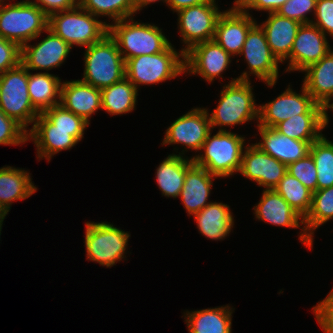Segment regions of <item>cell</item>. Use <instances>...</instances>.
<instances>
[{
	"label": "cell",
	"instance_id": "7c38bea8",
	"mask_svg": "<svg viewBox=\"0 0 333 333\" xmlns=\"http://www.w3.org/2000/svg\"><path fill=\"white\" fill-rule=\"evenodd\" d=\"M178 15V31L183 44L181 51L186 52L195 44L211 41L214 38L216 23L223 13L216 0L183 8Z\"/></svg>",
	"mask_w": 333,
	"mask_h": 333
},
{
	"label": "cell",
	"instance_id": "5bb4252c",
	"mask_svg": "<svg viewBox=\"0 0 333 333\" xmlns=\"http://www.w3.org/2000/svg\"><path fill=\"white\" fill-rule=\"evenodd\" d=\"M262 192L260 201L253 208L255 218L274 226L293 229L301 228L300 234H298L300 242L308 249H312L314 241L308 236L305 230L304 218L274 189H263Z\"/></svg>",
	"mask_w": 333,
	"mask_h": 333
},
{
	"label": "cell",
	"instance_id": "74e56055",
	"mask_svg": "<svg viewBox=\"0 0 333 333\" xmlns=\"http://www.w3.org/2000/svg\"><path fill=\"white\" fill-rule=\"evenodd\" d=\"M287 173L296 177L312 193L317 190V170L311 154L287 166Z\"/></svg>",
	"mask_w": 333,
	"mask_h": 333
},
{
	"label": "cell",
	"instance_id": "7bdbcfd3",
	"mask_svg": "<svg viewBox=\"0 0 333 333\" xmlns=\"http://www.w3.org/2000/svg\"><path fill=\"white\" fill-rule=\"evenodd\" d=\"M312 312L324 333H333V288L326 297L313 306Z\"/></svg>",
	"mask_w": 333,
	"mask_h": 333
},
{
	"label": "cell",
	"instance_id": "d6a6232c",
	"mask_svg": "<svg viewBox=\"0 0 333 333\" xmlns=\"http://www.w3.org/2000/svg\"><path fill=\"white\" fill-rule=\"evenodd\" d=\"M333 219V186L317 189L312 193V204L304 218V227L308 236L314 241L315 230Z\"/></svg>",
	"mask_w": 333,
	"mask_h": 333
},
{
	"label": "cell",
	"instance_id": "44dd1931",
	"mask_svg": "<svg viewBox=\"0 0 333 333\" xmlns=\"http://www.w3.org/2000/svg\"><path fill=\"white\" fill-rule=\"evenodd\" d=\"M60 104L90 124V118L102 109L101 89L81 80L63 81Z\"/></svg>",
	"mask_w": 333,
	"mask_h": 333
},
{
	"label": "cell",
	"instance_id": "ffe728a7",
	"mask_svg": "<svg viewBox=\"0 0 333 333\" xmlns=\"http://www.w3.org/2000/svg\"><path fill=\"white\" fill-rule=\"evenodd\" d=\"M233 4L219 16L213 40L234 58L239 57L247 34L257 21Z\"/></svg>",
	"mask_w": 333,
	"mask_h": 333
},
{
	"label": "cell",
	"instance_id": "7a4b0ae2",
	"mask_svg": "<svg viewBox=\"0 0 333 333\" xmlns=\"http://www.w3.org/2000/svg\"><path fill=\"white\" fill-rule=\"evenodd\" d=\"M211 135L212 131L208 134L200 153L192 157L193 162L218 178L239 173L242 154L247 146L245 137L229 130H218L216 134Z\"/></svg>",
	"mask_w": 333,
	"mask_h": 333
},
{
	"label": "cell",
	"instance_id": "484cf974",
	"mask_svg": "<svg viewBox=\"0 0 333 333\" xmlns=\"http://www.w3.org/2000/svg\"><path fill=\"white\" fill-rule=\"evenodd\" d=\"M303 86L313 99L323 106L333 99V49L318 62L302 71Z\"/></svg>",
	"mask_w": 333,
	"mask_h": 333
},
{
	"label": "cell",
	"instance_id": "e575fe53",
	"mask_svg": "<svg viewBox=\"0 0 333 333\" xmlns=\"http://www.w3.org/2000/svg\"><path fill=\"white\" fill-rule=\"evenodd\" d=\"M274 190L303 218L309 213L312 204V192L296 177L286 173Z\"/></svg>",
	"mask_w": 333,
	"mask_h": 333
},
{
	"label": "cell",
	"instance_id": "1f68e13d",
	"mask_svg": "<svg viewBox=\"0 0 333 333\" xmlns=\"http://www.w3.org/2000/svg\"><path fill=\"white\" fill-rule=\"evenodd\" d=\"M274 129L290 138L311 144L323 135L325 114H298L278 123Z\"/></svg>",
	"mask_w": 333,
	"mask_h": 333
},
{
	"label": "cell",
	"instance_id": "9a60e30c",
	"mask_svg": "<svg viewBox=\"0 0 333 333\" xmlns=\"http://www.w3.org/2000/svg\"><path fill=\"white\" fill-rule=\"evenodd\" d=\"M85 130L53 129V124L40 113L27 132V141L36 146L37 159L48 160L60 151L72 149L84 138Z\"/></svg>",
	"mask_w": 333,
	"mask_h": 333
},
{
	"label": "cell",
	"instance_id": "ab89813d",
	"mask_svg": "<svg viewBox=\"0 0 333 333\" xmlns=\"http://www.w3.org/2000/svg\"><path fill=\"white\" fill-rule=\"evenodd\" d=\"M27 142V131L0 110V145H20Z\"/></svg>",
	"mask_w": 333,
	"mask_h": 333
},
{
	"label": "cell",
	"instance_id": "30bf717a",
	"mask_svg": "<svg viewBox=\"0 0 333 333\" xmlns=\"http://www.w3.org/2000/svg\"><path fill=\"white\" fill-rule=\"evenodd\" d=\"M239 56L244 57L247 62L248 71L238 76V80H251L249 76L254 75L268 88L274 87L279 78V61L271 52L267 43L264 30L256 23L248 32L246 41Z\"/></svg>",
	"mask_w": 333,
	"mask_h": 333
},
{
	"label": "cell",
	"instance_id": "6da1fadb",
	"mask_svg": "<svg viewBox=\"0 0 333 333\" xmlns=\"http://www.w3.org/2000/svg\"><path fill=\"white\" fill-rule=\"evenodd\" d=\"M252 86L251 80H238L237 77L224 84L217 107L208 113L213 130L218 126L219 131H227L224 127L243 125L252 120L258 123L259 105L255 103Z\"/></svg>",
	"mask_w": 333,
	"mask_h": 333
},
{
	"label": "cell",
	"instance_id": "83f0119b",
	"mask_svg": "<svg viewBox=\"0 0 333 333\" xmlns=\"http://www.w3.org/2000/svg\"><path fill=\"white\" fill-rule=\"evenodd\" d=\"M36 191L37 187L27 170L12 166L0 168V204L8 212L14 201L28 199Z\"/></svg>",
	"mask_w": 333,
	"mask_h": 333
},
{
	"label": "cell",
	"instance_id": "681fc988",
	"mask_svg": "<svg viewBox=\"0 0 333 333\" xmlns=\"http://www.w3.org/2000/svg\"><path fill=\"white\" fill-rule=\"evenodd\" d=\"M8 214V211L5 209L4 206L0 204V224H3L4 219L6 218V215Z\"/></svg>",
	"mask_w": 333,
	"mask_h": 333
},
{
	"label": "cell",
	"instance_id": "cb8c5ba5",
	"mask_svg": "<svg viewBox=\"0 0 333 333\" xmlns=\"http://www.w3.org/2000/svg\"><path fill=\"white\" fill-rule=\"evenodd\" d=\"M268 18L261 24L267 43L273 55L282 64L289 56L300 22L282 17L278 13H268Z\"/></svg>",
	"mask_w": 333,
	"mask_h": 333
},
{
	"label": "cell",
	"instance_id": "52a82bcc",
	"mask_svg": "<svg viewBox=\"0 0 333 333\" xmlns=\"http://www.w3.org/2000/svg\"><path fill=\"white\" fill-rule=\"evenodd\" d=\"M48 29L72 48L74 45L88 47L108 34L107 21L98 20L97 16L79 4L70 10L51 14L48 17Z\"/></svg>",
	"mask_w": 333,
	"mask_h": 333
},
{
	"label": "cell",
	"instance_id": "9c48e42d",
	"mask_svg": "<svg viewBox=\"0 0 333 333\" xmlns=\"http://www.w3.org/2000/svg\"><path fill=\"white\" fill-rule=\"evenodd\" d=\"M0 110L27 132L40 114L30 101L28 70L21 63L0 75Z\"/></svg>",
	"mask_w": 333,
	"mask_h": 333
},
{
	"label": "cell",
	"instance_id": "c3c4849f",
	"mask_svg": "<svg viewBox=\"0 0 333 333\" xmlns=\"http://www.w3.org/2000/svg\"><path fill=\"white\" fill-rule=\"evenodd\" d=\"M331 101H333V99L331 100ZM324 109H325V128L328 126V124H329V121H330V116L328 115V109L330 110V111H333V102H329V103H327L325 106H324Z\"/></svg>",
	"mask_w": 333,
	"mask_h": 333
},
{
	"label": "cell",
	"instance_id": "ac0fdd59",
	"mask_svg": "<svg viewBox=\"0 0 333 333\" xmlns=\"http://www.w3.org/2000/svg\"><path fill=\"white\" fill-rule=\"evenodd\" d=\"M48 35L31 45L28 43L21 47V64L28 71L45 70L60 67L69 56L72 47L61 37L55 35L50 29L45 31Z\"/></svg>",
	"mask_w": 333,
	"mask_h": 333
},
{
	"label": "cell",
	"instance_id": "8992f818",
	"mask_svg": "<svg viewBox=\"0 0 333 333\" xmlns=\"http://www.w3.org/2000/svg\"><path fill=\"white\" fill-rule=\"evenodd\" d=\"M0 6V36L22 47L36 40L48 29V16L27 0Z\"/></svg>",
	"mask_w": 333,
	"mask_h": 333
},
{
	"label": "cell",
	"instance_id": "277c9868",
	"mask_svg": "<svg viewBox=\"0 0 333 333\" xmlns=\"http://www.w3.org/2000/svg\"><path fill=\"white\" fill-rule=\"evenodd\" d=\"M179 51L170 44L158 54L127 59L125 77L139 90L140 85H156L185 75L184 52Z\"/></svg>",
	"mask_w": 333,
	"mask_h": 333
},
{
	"label": "cell",
	"instance_id": "4316f807",
	"mask_svg": "<svg viewBox=\"0 0 333 333\" xmlns=\"http://www.w3.org/2000/svg\"><path fill=\"white\" fill-rule=\"evenodd\" d=\"M235 308L223 305L213 308L185 311L189 333H232V314Z\"/></svg>",
	"mask_w": 333,
	"mask_h": 333
},
{
	"label": "cell",
	"instance_id": "7dc6e473",
	"mask_svg": "<svg viewBox=\"0 0 333 333\" xmlns=\"http://www.w3.org/2000/svg\"><path fill=\"white\" fill-rule=\"evenodd\" d=\"M162 1L163 3L167 4V0H134V8H135V14L140 13V11L144 8H146L151 3Z\"/></svg>",
	"mask_w": 333,
	"mask_h": 333
},
{
	"label": "cell",
	"instance_id": "f1b7e54d",
	"mask_svg": "<svg viewBox=\"0 0 333 333\" xmlns=\"http://www.w3.org/2000/svg\"><path fill=\"white\" fill-rule=\"evenodd\" d=\"M192 157L172 153L168 155L155 172V180L162 196L178 198L185 181L187 169L193 164Z\"/></svg>",
	"mask_w": 333,
	"mask_h": 333
},
{
	"label": "cell",
	"instance_id": "8fae6325",
	"mask_svg": "<svg viewBox=\"0 0 333 333\" xmlns=\"http://www.w3.org/2000/svg\"><path fill=\"white\" fill-rule=\"evenodd\" d=\"M300 93H296L291 85H288L277 98L260 104L256 125L274 128L278 123L298 114H325L324 106L318 104L303 85Z\"/></svg>",
	"mask_w": 333,
	"mask_h": 333
},
{
	"label": "cell",
	"instance_id": "8d00e7d4",
	"mask_svg": "<svg viewBox=\"0 0 333 333\" xmlns=\"http://www.w3.org/2000/svg\"><path fill=\"white\" fill-rule=\"evenodd\" d=\"M52 124L53 129L86 130L89 123L61 104L54 105L42 113Z\"/></svg>",
	"mask_w": 333,
	"mask_h": 333
},
{
	"label": "cell",
	"instance_id": "4dcf8cb0",
	"mask_svg": "<svg viewBox=\"0 0 333 333\" xmlns=\"http://www.w3.org/2000/svg\"><path fill=\"white\" fill-rule=\"evenodd\" d=\"M138 90L126 77L101 89L102 110L111 116L129 114L135 110Z\"/></svg>",
	"mask_w": 333,
	"mask_h": 333
},
{
	"label": "cell",
	"instance_id": "b9f144b4",
	"mask_svg": "<svg viewBox=\"0 0 333 333\" xmlns=\"http://www.w3.org/2000/svg\"><path fill=\"white\" fill-rule=\"evenodd\" d=\"M21 63V47L0 36V75Z\"/></svg>",
	"mask_w": 333,
	"mask_h": 333
},
{
	"label": "cell",
	"instance_id": "5b68a950",
	"mask_svg": "<svg viewBox=\"0 0 333 333\" xmlns=\"http://www.w3.org/2000/svg\"><path fill=\"white\" fill-rule=\"evenodd\" d=\"M83 73L79 80L98 89L111 86L125 77V60L109 33L86 47Z\"/></svg>",
	"mask_w": 333,
	"mask_h": 333
},
{
	"label": "cell",
	"instance_id": "603a6c76",
	"mask_svg": "<svg viewBox=\"0 0 333 333\" xmlns=\"http://www.w3.org/2000/svg\"><path fill=\"white\" fill-rule=\"evenodd\" d=\"M217 178L195 163L187 169L179 198L189 216H193L211 203L208 198L211 194L213 180Z\"/></svg>",
	"mask_w": 333,
	"mask_h": 333
},
{
	"label": "cell",
	"instance_id": "d4e9b609",
	"mask_svg": "<svg viewBox=\"0 0 333 333\" xmlns=\"http://www.w3.org/2000/svg\"><path fill=\"white\" fill-rule=\"evenodd\" d=\"M230 206L221 202H211L194 214L199 233L210 240L220 241L229 236L234 226Z\"/></svg>",
	"mask_w": 333,
	"mask_h": 333
},
{
	"label": "cell",
	"instance_id": "f6af8a7d",
	"mask_svg": "<svg viewBox=\"0 0 333 333\" xmlns=\"http://www.w3.org/2000/svg\"><path fill=\"white\" fill-rule=\"evenodd\" d=\"M42 9L49 17L56 12L70 10L78 4V0H27Z\"/></svg>",
	"mask_w": 333,
	"mask_h": 333
},
{
	"label": "cell",
	"instance_id": "7402d4cb",
	"mask_svg": "<svg viewBox=\"0 0 333 333\" xmlns=\"http://www.w3.org/2000/svg\"><path fill=\"white\" fill-rule=\"evenodd\" d=\"M257 127L261 141L254 144L286 166L309 154L311 144L308 141L290 138L271 127Z\"/></svg>",
	"mask_w": 333,
	"mask_h": 333
},
{
	"label": "cell",
	"instance_id": "4fadbf2b",
	"mask_svg": "<svg viewBox=\"0 0 333 333\" xmlns=\"http://www.w3.org/2000/svg\"><path fill=\"white\" fill-rule=\"evenodd\" d=\"M207 108L194 107L171 123L164 133L162 145H182L179 155L189 149L199 153L208 134L212 131ZM188 149V150H187Z\"/></svg>",
	"mask_w": 333,
	"mask_h": 333
},
{
	"label": "cell",
	"instance_id": "f35d334b",
	"mask_svg": "<svg viewBox=\"0 0 333 333\" xmlns=\"http://www.w3.org/2000/svg\"><path fill=\"white\" fill-rule=\"evenodd\" d=\"M316 1L317 0H288L276 13L282 17L300 22L301 24H308L313 20L310 19L308 15L312 12L314 15Z\"/></svg>",
	"mask_w": 333,
	"mask_h": 333
},
{
	"label": "cell",
	"instance_id": "f907efd6",
	"mask_svg": "<svg viewBox=\"0 0 333 333\" xmlns=\"http://www.w3.org/2000/svg\"><path fill=\"white\" fill-rule=\"evenodd\" d=\"M2 225H3V224H0V235H1V231H2Z\"/></svg>",
	"mask_w": 333,
	"mask_h": 333
},
{
	"label": "cell",
	"instance_id": "60d3db41",
	"mask_svg": "<svg viewBox=\"0 0 333 333\" xmlns=\"http://www.w3.org/2000/svg\"><path fill=\"white\" fill-rule=\"evenodd\" d=\"M314 17L311 23L333 38V0H317Z\"/></svg>",
	"mask_w": 333,
	"mask_h": 333
},
{
	"label": "cell",
	"instance_id": "e0dca14e",
	"mask_svg": "<svg viewBox=\"0 0 333 333\" xmlns=\"http://www.w3.org/2000/svg\"><path fill=\"white\" fill-rule=\"evenodd\" d=\"M331 49L328 38L317 26L312 23L301 24L290 56L283 62L288 63L285 72H302L308 66L318 62Z\"/></svg>",
	"mask_w": 333,
	"mask_h": 333
},
{
	"label": "cell",
	"instance_id": "f546056e",
	"mask_svg": "<svg viewBox=\"0 0 333 333\" xmlns=\"http://www.w3.org/2000/svg\"><path fill=\"white\" fill-rule=\"evenodd\" d=\"M62 81L59 76L48 72L28 71V93L33 107L43 113L60 104Z\"/></svg>",
	"mask_w": 333,
	"mask_h": 333
},
{
	"label": "cell",
	"instance_id": "d6986e66",
	"mask_svg": "<svg viewBox=\"0 0 333 333\" xmlns=\"http://www.w3.org/2000/svg\"><path fill=\"white\" fill-rule=\"evenodd\" d=\"M239 173L264 190H270L274 189L287 173V166L252 143L243 151Z\"/></svg>",
	"mask_w": 333,
	"mask_h": 333
},
{
	"label": "cell",
	"instance_id": "ba28073f",
	"mask_svg": "<svg viewBox=\"0 0 333 333\" xmlns=\"http://www.w3.org/2000/svg\"><path fill=\"white\" fill-rule=\"evenodd\" d=\"M84 244L86 259L106 268L113 267L126 258L130 232L109 222H86ZM125 255V256H124Z\"/></svg>",
	"mask_w": 333,
	"mask_h": 333
},
{
	"label": "cell",
	"instance_id": "d590c367",
	"mask_svg": "<svg viewBox=\"0 0 333 333\" xmlns=\"http://www.w3.org/2000/svg\"><path fill=\"white\" fill-rule=\"evenodd\" d=\"M78 4L97 17L108 16L112 22L135 16L134 0H78Z\"/></svg>",
	"mask_w": 333,
	"mask_h": 333
},
{
	"label": "cell",
	"instance_id": "bcb514c9",
	"mask_svg": "<svg viewBox=\"0 0 333 333\" xmlns=\"http://www.w3.org/2000/svg\"><path fill=\"white\" fill-rule=\"evenodd\" d=\"M209 1L210 0H167L166 6H168V8L175 13L183 8L199 5Z\"/></svg>",
	"mask_w": 333,
	"mask_h": 333
},
{
	"label": "cell",
	"instance_id": "836d02e7",
	"mask_svg": "<svg viewBox=\"0 0 333 333\" xmlns=\"http://www.w3.org/2000/svg\"><path fill=\"white\" fill-rule=\"evenodd\" d=\"M311 154L317 170V189L333 186V141L324 134L311 143Z\"/></svg>",
	"mask_w": 333,
	"mask_h": 333
},
{
	"label": "cell",
	"instance_id": "ee69618b",
	"mask_svg": "<svg viewBox=\"0 0 333 333\" xmlns=\"http://www.w3.org/2000/svg\"><path fill=\"white\" fill-rule=\"evenodd\" d=\"M288 0H234L243 12L250 14L249 10L274 13Z\"/></svg>",
	"mask_w": 333,
	"mask_h": 333
},
{
	"label": "cell",
	"instance_id": "3957f363",
	"mask_svg": "<svg viewBox=\"0 0 333 333\" xmlns=\"http://www.w3.org/2000/svg\"><path fill=\"white\" fill-rule=\"evenodd\" d=\"M111 23L108 20V33L125 61L140 55L158 54L171 44L162 28L155 24L141 23L134 17Z\"/></svg>",
	"mask_w": 333,
	"mask_h": 333
},
{
	"label": "cell",
	"instance_id": "2e32d148",
	"mask_svg": "<svg viewBox=\"0 0 333 333\" xmlns=\"http://www.w3.org/2000/svg\"><path fill=\"white\" fill-rule=\"evenodd\" d=\"M233 58L214 40L201 42L184 53L185 74L199 75L208 84L229 69Z\"/></svg>",
	"mask_w": 333,
	"mask_h": 333
}]
</instances>
